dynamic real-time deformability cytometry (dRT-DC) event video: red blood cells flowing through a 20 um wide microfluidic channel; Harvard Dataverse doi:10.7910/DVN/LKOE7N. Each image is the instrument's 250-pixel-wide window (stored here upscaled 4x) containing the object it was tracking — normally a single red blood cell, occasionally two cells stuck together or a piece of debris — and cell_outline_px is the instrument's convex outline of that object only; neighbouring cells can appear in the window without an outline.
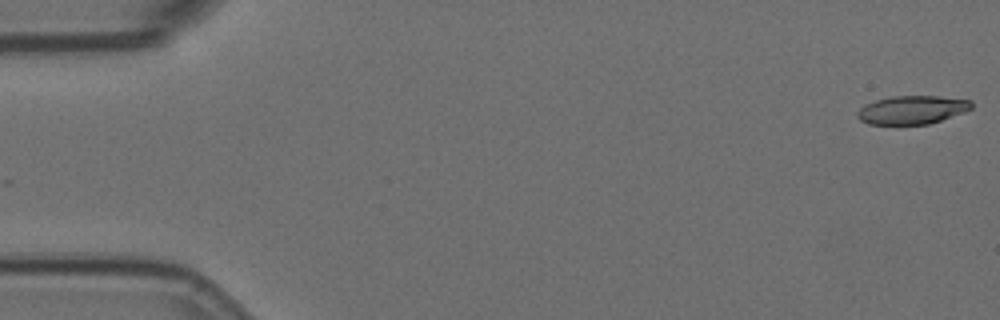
{"species": "Egyptian fruit bat (a non-hibernating species)", "species_latin": "Rousettus aegyptiacus", "temperature_condition": "room temperature", "stored_images_in_passage": 57, "camera_frame_rate_fps": 3000, "um_per_image_px": 0.085, "animal": {"sex": "female"}, "frame": {"image": 1, "passage_image": 1, "time_ms": 0.0, "image_size_px": [1000, 320], "cell_outline_px": [[972, 108], [964, 112], [928, 124], [868, 124], [860, 120], [856, 116], [856, 112], [864, 104], [876, 100], [892, 96], [940, 96], [972, 100]], "centroid_in_image_um": [77.51, 9.33], "position_along_channel_um": 7.5, "area_um2": 18.9}}
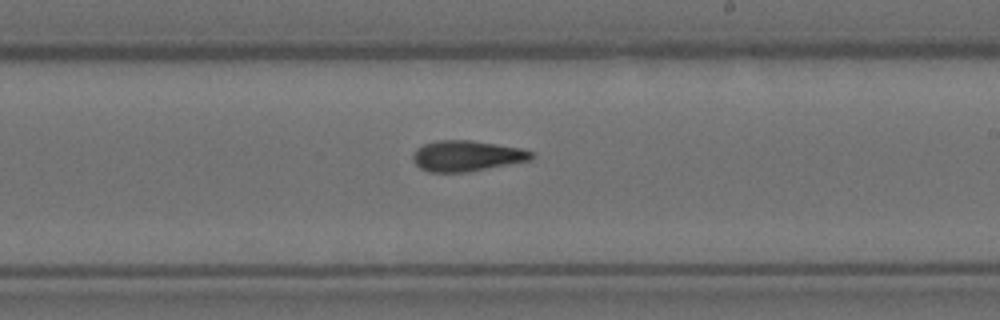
{"frame": {"image": 2, "passage_image": 33, "time_ms": 10.667, "image_size_px": [1000, 320], "cell_outline_px": [[532, 160], [464, 172], [428, 172], [420, 168], [412, 160], [412, 156], [416, 148], [424, 144], [440, 140], [472, 140], [520, 148], [532, 152]], "centroid_in_image_um": [39.63, 13.25], "position_along_channel_um": 249.4, "area_um2": 21.04}}
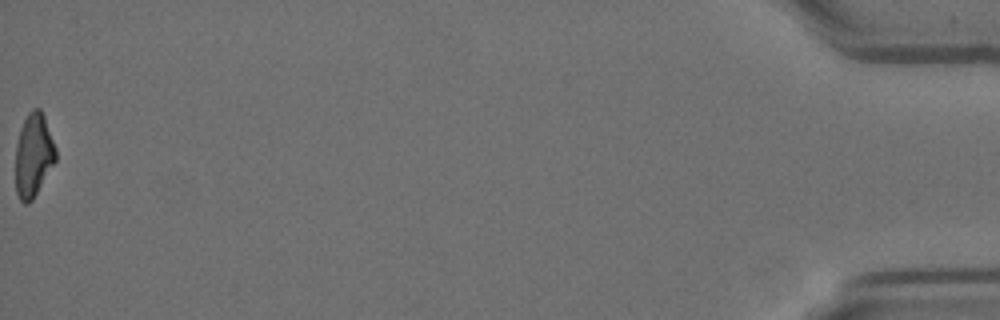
{"frame": {"image": 3, "passage_image": 57, "time_ms": 18.667, "image_size_px": [1000, 320], "cell_outline_px": [[56, 160], [32, 200], [28, 204], [24, 204], [20, 200], [16, 192], [16, 144], [20, 128], [28, 112], [32, 108], [40, 108], [44, 116], [56, 148]], "centroid_in_image_um": [2.84, 13.18], "position_along_channel_um": 432.4, "area_um2": 19.48}, "authors_computed_cell_mechanics": {"area_um2": 20.519, "velocity_mm_per_s": 3.5743, "shape_relaxation_time_tau1_ms": 10.6469, "shape_relaxation_time_tau2_ms": 4.433, "deformation_change_tau1": 0.2612, "deformation_change_tau2": 0.1256}}